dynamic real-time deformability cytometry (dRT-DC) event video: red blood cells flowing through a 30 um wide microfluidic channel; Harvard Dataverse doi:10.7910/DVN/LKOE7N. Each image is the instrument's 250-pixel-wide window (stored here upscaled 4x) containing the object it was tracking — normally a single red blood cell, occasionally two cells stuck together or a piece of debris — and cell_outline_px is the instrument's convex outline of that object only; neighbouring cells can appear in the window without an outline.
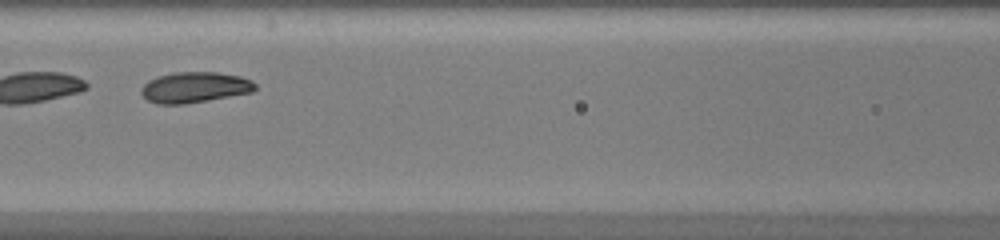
{"species": "common noctule bat (a hibernating species)", "species_latin": "Nyctalus noctula", "temperature_condition": "warm", "stored_images_in_passage": 36, "camera_frame_rate_fps": 3000, "um_per_image_px": 0.085, "animal": {"sex": "female", "body_mass_g": 20.0, "forearm_length_mm": 54.0}, "frame": {"image": 1, "passage_image": 11, "time_ms": 3.333, "image_size_px": [1000, 240], "cell_outline_px": [[256, 88], [252, 92], [208, 100], [184, 104], [156, 104], [148, 100], [140, 92], [140, 88], [148, 80], [156, 76], [176, 72], [216, 72], [240, 76], [252, 80], [256, 84]], "centroid_in_image_um": [16.53, 7.42], "position_along_channel_um": 150.1, "area_um2": 20.46}}